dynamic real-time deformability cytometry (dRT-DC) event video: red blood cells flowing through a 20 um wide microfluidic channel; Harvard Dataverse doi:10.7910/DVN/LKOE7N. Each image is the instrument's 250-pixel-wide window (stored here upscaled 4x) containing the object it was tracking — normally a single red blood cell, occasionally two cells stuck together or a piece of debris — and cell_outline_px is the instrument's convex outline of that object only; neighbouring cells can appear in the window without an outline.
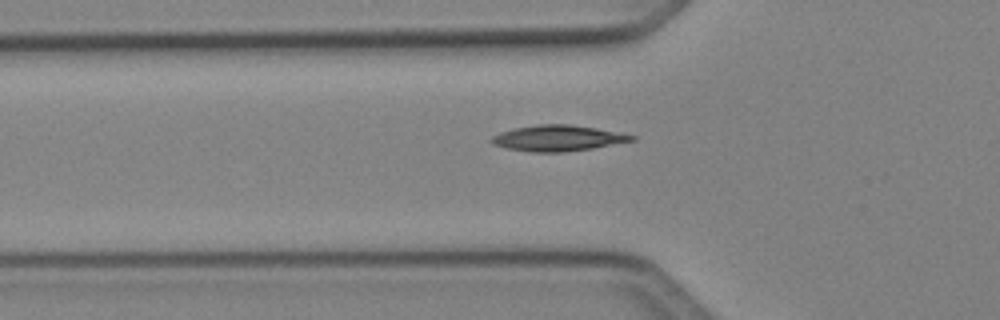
{"species": "Egyptian fruit bat (a non-hibernating species)", "species_latin": "Rousettus aegyptiacus", "temperature_condition": "cold", "stored_images_in_passage": 37, "camera_frame_rate_fps": 3000, "um_per_image_px": 0.085, "animal": {"sex": "female"}, "frame": {"image": 1, "passage_image": 9, "time_ms": 2.667, "image_size_px": [1000, 320], "cell_outline_px": [[636, 140], [592, 148], [564, 152], [532, 152], [508, 148], [492, 144], [488, 140], [492, 136], [500, 132], [516, 128], [540, 124], [568, 124], [596, 128], [636, 136]], "centroid_in_image_um": [47.39, 11.74], "position_along_channel_um": 78.4, "area_um2": 20.92}}
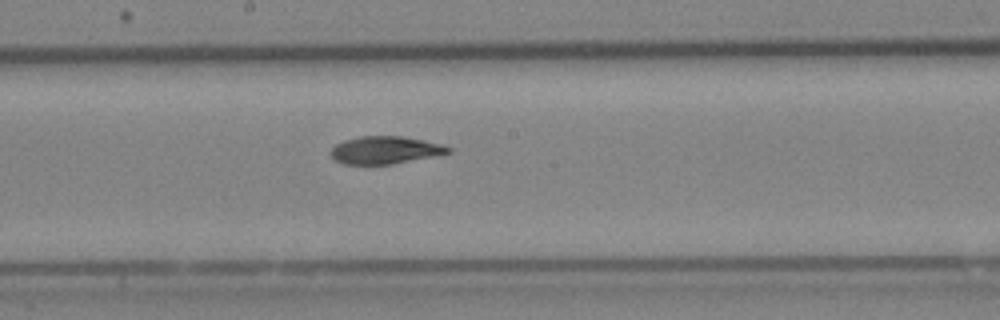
{"frame": {"image": 2, "passage_image": 19, "time_ms": 6.0, "image_size_px": [1000, 320], "cell_outline_px": [[452, 152], [392, 164], [344, 164], [336, 160], [328, 152], [336, 144], [344, 140], [360, 136], [404, 136], [424, 140], [440, 144], [452, 148]], "centroid_in_image_um": [32.72, 12.75], "position_along_channel_um": 215.5, "area_um2": 18.79}}
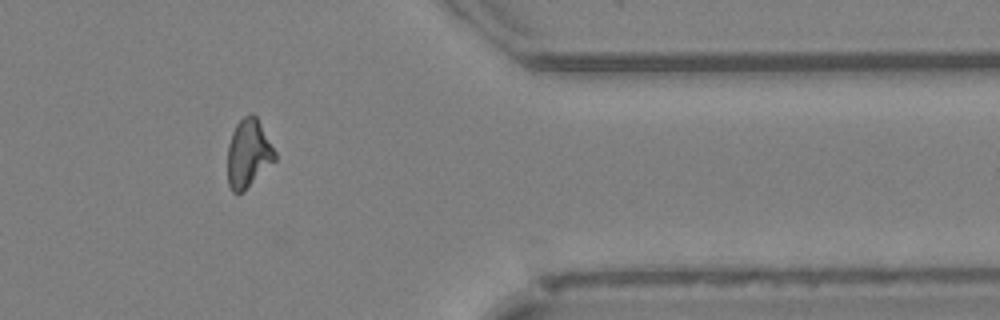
{"frame": {"image": 3, "passage_image": 33, "time_ms": 10.667, "image_size_px": [1000, 320], "cell_outline_px": [[276, 160], [240, 192], [232, 192], [228, 184], [228, 144], [232, 132], [236, 124], [244, 116], [252, 112], [256, 116], [276, 152]], "centroid_in_image_um": [21.1, 12.99], "position_along_channel_um": 390.3, "area_um2": 18.44}, "authors_computed_cell_mechanics": {"area_um2": 19.5942, "velocity_mm_per_s": 4.1176, "shape_relaxation_time_tau1_ms": 4.8198, "shape_relaxation_time_tau2_ms": 4.0252, "deformation_change_tau1": 0.1521, "deformation_change_tau2": 0.1048}}